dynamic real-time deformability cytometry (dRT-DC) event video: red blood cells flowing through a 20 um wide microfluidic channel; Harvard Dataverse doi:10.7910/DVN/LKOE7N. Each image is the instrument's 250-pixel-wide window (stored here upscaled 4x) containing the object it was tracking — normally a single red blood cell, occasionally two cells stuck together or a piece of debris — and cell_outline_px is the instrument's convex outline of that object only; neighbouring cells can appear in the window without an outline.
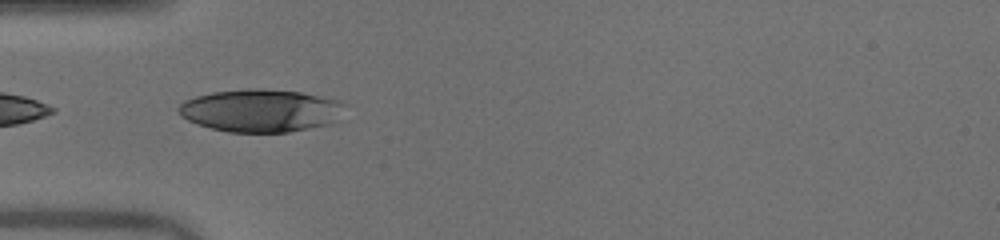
{"species": "human", "species_latin": "Homo sapiens", "temperature_condition": "warm", "stored_images_in_passage": 8, "camera_frame_rate_fps": 3000, "um_per_image_px": 0.085, "donor": {"sex": "male"}, "frame": {"image": 1, "passage_image": 1, "time_ms": 0.0, "image_size_px": [1000, 240], "cell_outline_px": [[348, 104], [328, 124], [288, 132], [228, 132], [196, 124], [180, 116], [176, 108], [184, 100], [196, 96], [212, 92], [260, 88], [264, 88], [300, 92], [340, 100]], "centroid_in_image_um": [22.11, 9.39], "position_along_channel_um": 62.9, "area_um2": 41.21}}
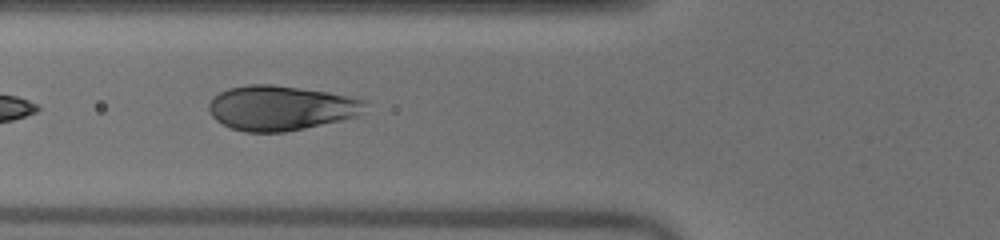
{"frame": {"image": 2, "passage_image": 4, "time_ms": 1.0, "image_size_px": [1000, 240], "cell_outline_px": [[368, 100], [360, 112], [356, 116], [340, 120], [304, 128], [284, 132], [244, 132], [232, 128], [216, 120], [208, 112], [208, 104], [212, 96], [228, 88], [248, 84], [272, 84], [328, 92]], "centroid_in_image_um": [23.8, 9.16], "position_along_channel_um": 102.0, "area_um2": 40.69}}